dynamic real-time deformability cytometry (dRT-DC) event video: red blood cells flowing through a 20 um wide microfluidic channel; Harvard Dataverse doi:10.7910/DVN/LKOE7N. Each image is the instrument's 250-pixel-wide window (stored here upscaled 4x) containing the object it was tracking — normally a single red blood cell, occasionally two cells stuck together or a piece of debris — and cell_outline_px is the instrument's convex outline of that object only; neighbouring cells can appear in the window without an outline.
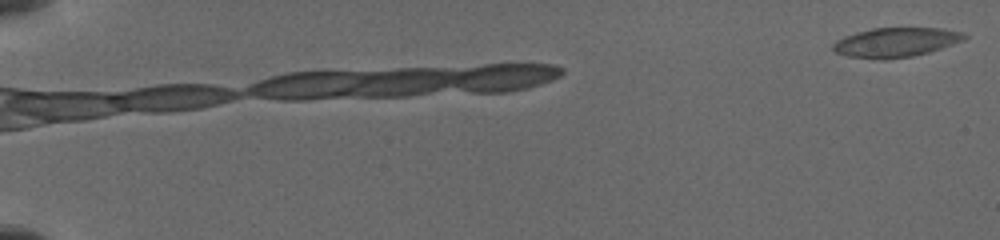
{"species": "common noctule bat (a hibernating species)", "species_latin": "Nyctalus noctula", "temperature_condition": "cold", "stored_images_in_passage": 7, "camera_frame_rate_fps": 3000, "um_per_image_px": 0.085, "animal": {"sex": "female", "body_mass_g": 19.5, "forearm_length_mm": 54.1}, "frame": {"image": 1, "passage_image": 1, "time_ms": 0.0, "image_size_px": [1000, 240], "cell_outline_px": [[968, 36], [964, 40], [928, 52], [912, 56], [884, 60], [848, 56], [836, 52], [832, 48], [832, 44], [836, 40], [844, 36], [856, 32], [872, 28], [940, 28], [964, 32]], "centroid_in_image_um": [76.13, 3.59], "position_along_channel_um": 8.9, "area_um2": 22.48}}
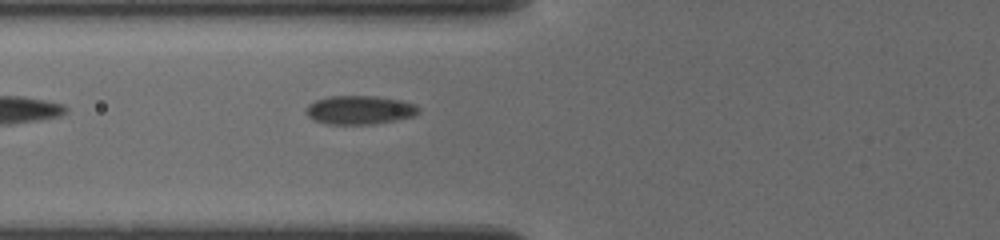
{"frame": {"image": 2, "passage_image": 7, "time_ms": 2.667, "image_size_px": [1000, 240], "cell_outline_px": [[420, 108], [416, 116], [372, 124], [328, 124], [312, 120], [304, 112], [308, 104], [316, 100], [328, 96], [376, 96], [400, 100], [416, 104]], "centroid_in_image_um": [30.55, 9.34], "position_along_channel_um": 95.2, "area_um2": 18.96}}